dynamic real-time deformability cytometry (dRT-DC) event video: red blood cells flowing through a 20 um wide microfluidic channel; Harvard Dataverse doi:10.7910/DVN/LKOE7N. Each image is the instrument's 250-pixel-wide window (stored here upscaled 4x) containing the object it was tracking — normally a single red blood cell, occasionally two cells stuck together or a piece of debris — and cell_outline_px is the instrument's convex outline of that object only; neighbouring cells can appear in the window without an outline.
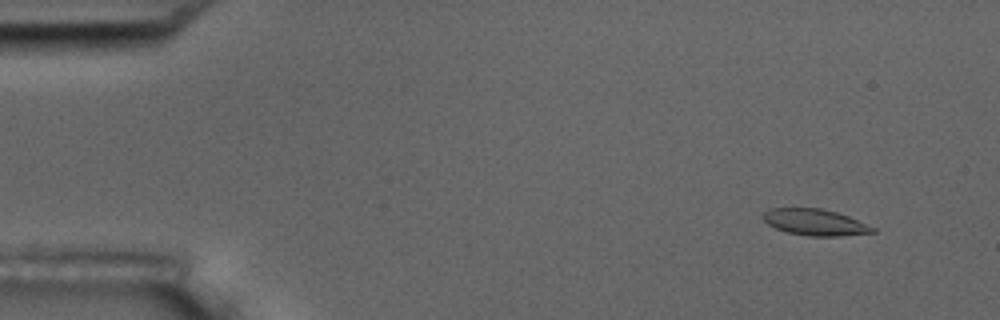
{"species": "common noctule bat (a hibernating species)", "species_latin": "Nyctalus noctula", "temperature_condition": "room temperature", "stored_images_in_passage": 6, "camera_frame_rate_fps": 3000, "um_per_image_px": 0.085, "animal": {"sex": "male", "body_mass_g": 17.5, "forearm_length_mm": 52.3}, "frame": {"image": 1, "passage_image": 2, "time_ms": 1.0, "image_size_px": [1000, 320], "cell_outline_px": [[876, 232], [840, 236], [808, 236], [788, 232], [776, 228], [768, 224], [760, 216], [768, 208], [820, 208], [836, 212], [848, 216], [876, 228]], "centroid_in_image_um": [69.26, 18.89], "position_along_channel_um": 15.7, "area_um2": 16.82}}